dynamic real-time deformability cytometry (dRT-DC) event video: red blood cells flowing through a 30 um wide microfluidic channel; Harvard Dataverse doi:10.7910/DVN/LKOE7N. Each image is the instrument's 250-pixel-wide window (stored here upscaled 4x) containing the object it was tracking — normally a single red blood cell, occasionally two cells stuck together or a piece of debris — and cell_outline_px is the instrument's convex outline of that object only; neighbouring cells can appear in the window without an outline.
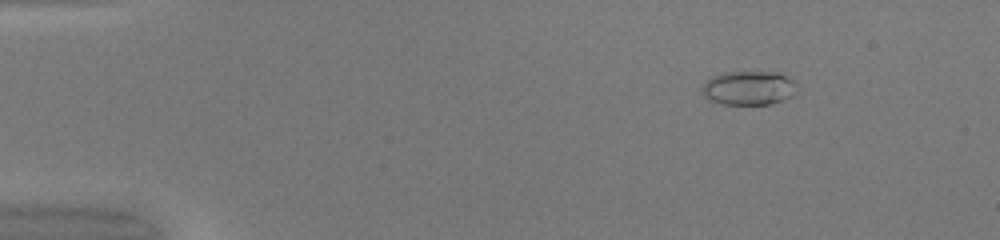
{"species": "common noctule bat (a hibernating species)", "species_latin": "Nyctalus noctula", "temperature_condition": "warm", "stored_images_in_passage": 46, "camera_frame_rate_fps": 3000, "um_per_image_px": 0.085, "animal": {"sex": "female", "body_mass_g": 20.0, "forearm_length_mm": 54.0}, "frame": {"image": 1, "passage_image": 3, "time_ms": 0.667, "image_size_px": [1000, 240], "cell_outline_px": [[792, 96], [784, 100], [768, 104], [720, 104], [708, 100], [704, 96], [700, 88], [708, 76], [724, 72], [780, 72], [792, 80]], "centroid_in_image_um": [63.52, 7.47], "position_along_channel_um": 21.5, "area_um2": 18.84}}
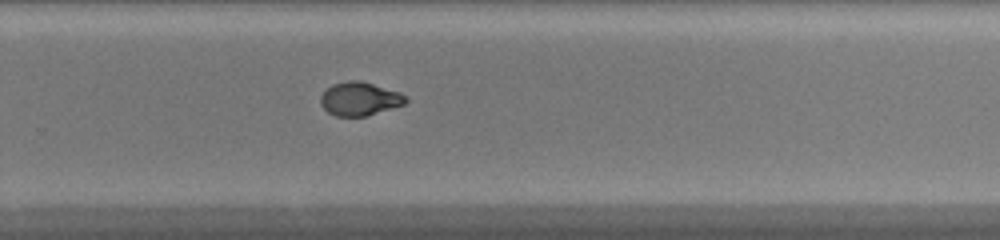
{"frame": {"image": 2, "passage_image": 30, "time_ms": 9.667, "image_size_px": [1000, 240], "cell_outline_px": [[408, 100], [404, 104], [364, 116], [336, 116], [328, 112], [320, 104], [320, 96], [332, 84], [348, 80], [360, 80], [400, 92]], "centroid_in_image_um": [30.54, 8.39], "position_along_channel_um": 299.3, "area_um2": 16.42}}
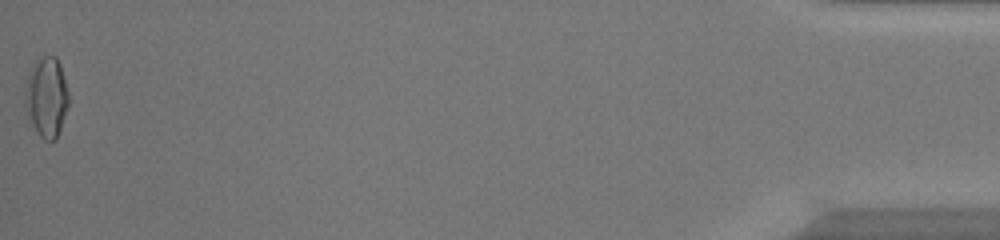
{"frame": {"image": 3, "passage_image": 46, "time_ms": 15.0, "image_size_px": [1000, 240], "cell_outline_px": [[68, 108], [56, 140], [44, 140], [40, 136], [24, 104], [24, 100], [28, 72], [36, 60], [44, 56], [56, 56], [60, 64], [68, 88]], "centroid_in_image_um": [3.98, 8.22], "position_along_channel_um": 431.2, "area_um2": 20.11}, "authors_computed_cell_mechanics": {"area_um2": 17.051, "velocity_mm_per_s": 4.2293, "shape_relaxation_time_tau1_ms": null, "shape_relaxation_time_tau2_ms": 0.9786, "deformation_change_tau1": null, "deformation_change_tau2": 0.0517}}